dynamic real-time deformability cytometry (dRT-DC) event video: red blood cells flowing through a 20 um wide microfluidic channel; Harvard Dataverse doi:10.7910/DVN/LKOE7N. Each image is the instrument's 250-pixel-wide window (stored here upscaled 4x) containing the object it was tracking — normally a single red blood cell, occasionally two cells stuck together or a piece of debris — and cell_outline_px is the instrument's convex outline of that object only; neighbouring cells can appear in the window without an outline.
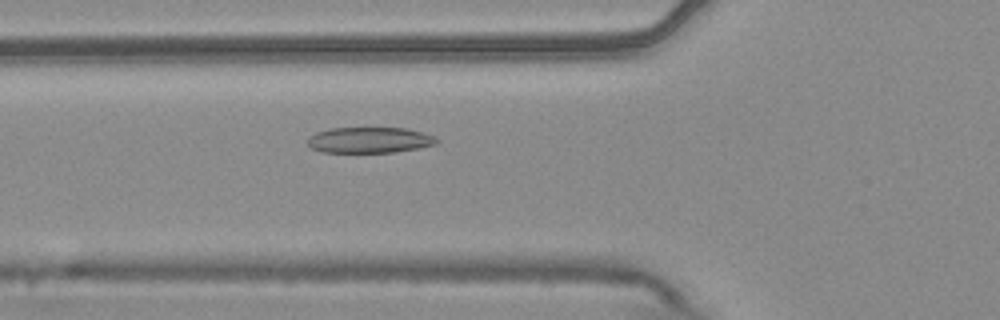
{"species": "common noctule bat (a hibernating species)", "species_latin": "Nyctalus noctula", "temperature_condition": "warm", "stored_images_in_passage": 55, "camera_frame_rate_fps": 3000, "um_per_image_px": 0.085, "animal": {"sex": "male", "body_mass_g": 20.4}, "frame": {"image": 1, "passage_image": 20, "time_ms": 6.333, "image_size_px": [1000, 320], "cell_outline_px": [[440, 140], [436, 144], [420, 148], [392, 152], [320, 152], [312, 148], [308, 144], [308, 136], [316, 132], [332, 128], [408, 128], [424, 132], [436, 136]], "centroid_in_image_um": [31.45, 11.9], "position_along_channel_um": 94.3, "area_um2": 19.59}}
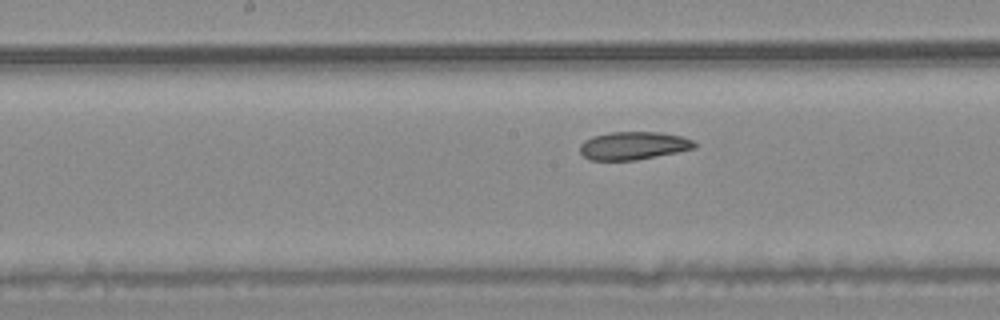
{"frame": {"image": 2, "passage_image": 28, "time_ms": 9.0, "image_size_px": [1000, 320], "cell_outline_px": [[696, 148], [636, 160], [588, 160], [580, 152], [580, 144], [584, 140], [592, 136], [612, 132], [660, 132], [680, 136], [692, 140], [696, 144]], "centroid_in_image_um": [53.81, 12.38], "position_along_channel_um": 194.4, "area_um2": 18.61}}
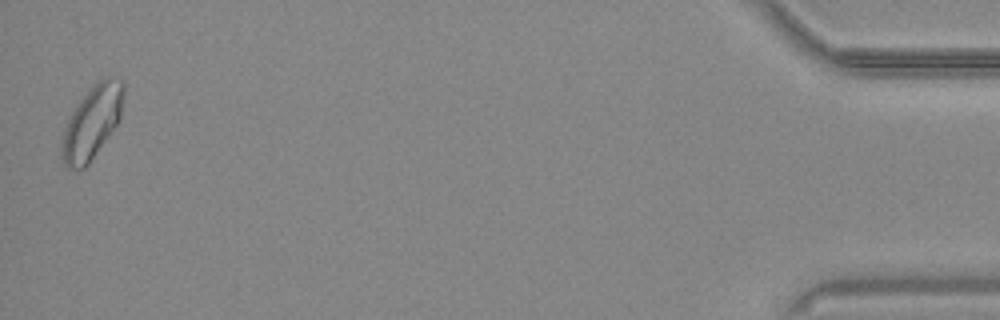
{"frame": {"image": 3, "passage_image": 54, "time_ms": 17.667, "image_size_px": [1000, 320], "cell_outline_px": [[124, 96], [120, 120], [88, 164], [84, 168], [68, 168], [64, 164], [60, 156], [60, 152], [64, 128], [76, 104], [104, 76], [120, 76], [124, 80]], "centroid_in_image_um": [7.85, 10.36], "position_along_channel_um": 427.4, "area_um2": 26.24}, "authors_computed_cell_mechanics": {"area_um2": 21.4438, "velocity_mm_per_s": 3.7353, "shape_relaxation_time_tau1_ms": 8.8857, "shape_relaxation_time_tau2_ms": 6.1262, "deformation_change_tau1": 0.1709, "deformation_change_tau2": 0.1063}}